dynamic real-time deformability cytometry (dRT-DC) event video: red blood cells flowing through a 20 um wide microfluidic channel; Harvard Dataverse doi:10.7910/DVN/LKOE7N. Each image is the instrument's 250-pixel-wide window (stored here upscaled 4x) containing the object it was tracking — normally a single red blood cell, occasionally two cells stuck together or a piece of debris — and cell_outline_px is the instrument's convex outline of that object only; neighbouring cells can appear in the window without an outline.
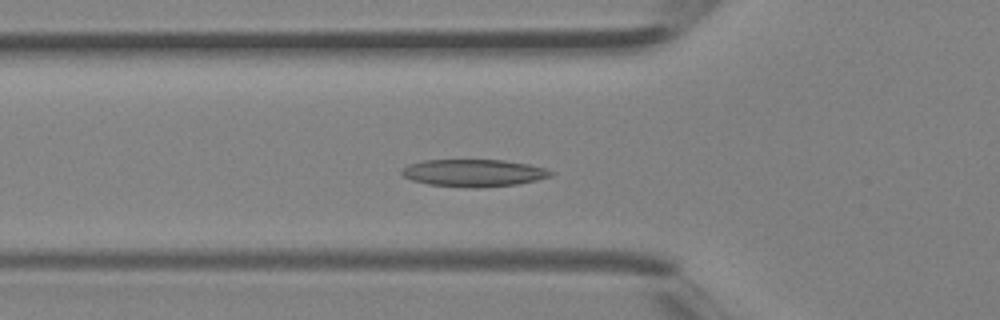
{"species": "Egyptian fruit bat (a non-hibernating species)", "species_latin": "Rousettus aegyptiacus", "temperature_condition": "room temperature", "stored_images_in_passage": 32, "camera_frame_rate_fps": 3000, "um_per_image_px": 0.085, "animal": {"sex": "female"}, "frame": {"image": 1, "passage_image": 6, "time_ms": 1.667, "image_size_px": [1000, 320], "cell_outline_px": [[556, 172], [552, 176], [536, 180], [516, 184], [476, 188], [468, 188], [428, 184], [412, 180], [404, 176], [400, 172], [408, 164], [424, 160], [504, 160], [528, 164], [544, 168]], "centroid_in_image_um": [40.27, 14.7], "position_along_channel_um": 85.5, "area_um2": 23.7}}
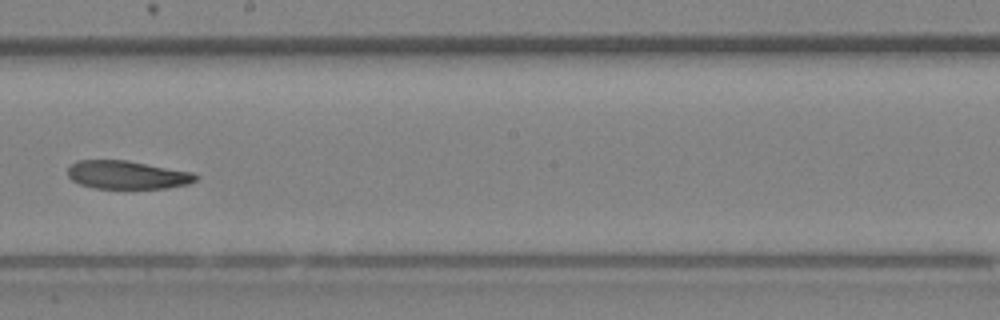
{"frame": {"image": 2, "passage_image": 15, "time_ms": 4.667, "image_size_px": [1000, 320], "cell_outline_px": [[200, 176], [196, 180], [188, 184], [168, 188], [92, 188], [80, 184], [72, 180], [68, 176], [68, 168], [76, 160], [128, 160], [192, 172]], "centroid_in_image_um": [10.82, 14.86], "position_along_channel_um": 237.4, "area_um2": 21.15}}
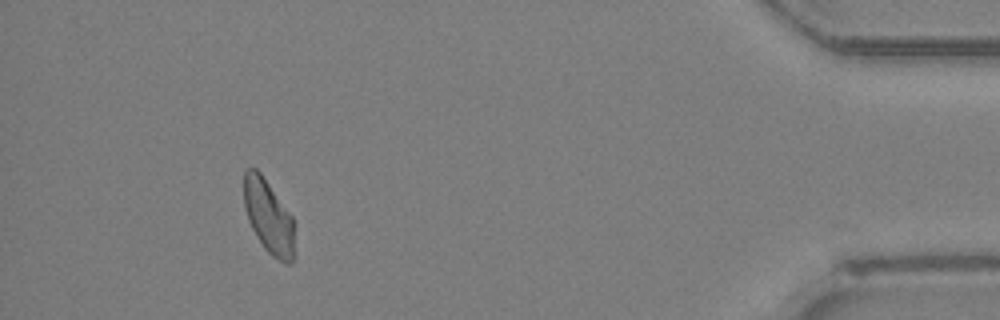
{"frame": {"image": 3, "passage_image": 29, "time_ms": 9.333, "image_size_px": [1000, 320], "cell_outline_px": [[296, 224], [292, 264], [284, 264], [272, 256], [264, 248], [256, 236], [248, 220], [244, 204], [244, 172], [248, 168], [256, 168], [260, 172], [292, 216]], "centroid_in_image_um": [22.86, 18.45], "position_along_channel_um": 412.3, "area_um2": 21.96}}